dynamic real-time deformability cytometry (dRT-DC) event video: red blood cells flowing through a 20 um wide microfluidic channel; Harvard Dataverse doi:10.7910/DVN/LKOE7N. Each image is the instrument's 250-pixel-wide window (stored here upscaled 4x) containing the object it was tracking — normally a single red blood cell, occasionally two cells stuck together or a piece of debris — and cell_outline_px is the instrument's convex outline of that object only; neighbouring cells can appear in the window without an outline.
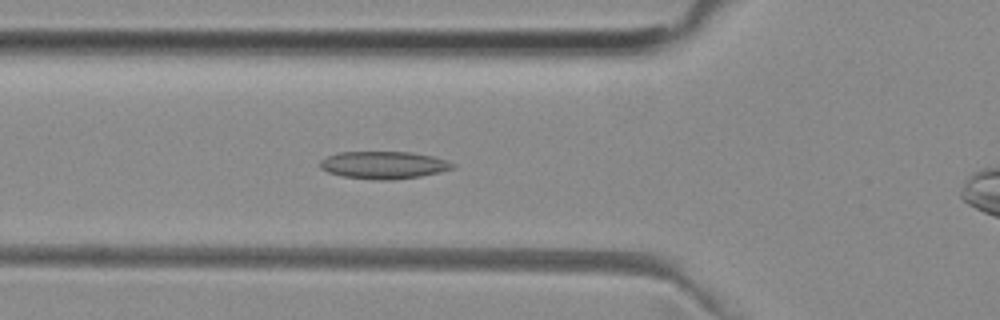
{"species": "common noctule bat (a hibernating species)", "species_latin": "Nyctalus noctula", "temperature_condition": "room temperature", "stored_images_in_passage": 43, "camera_frame_rate_fps": 3000, "um_per_image_px": 0.085, "animal": {"sex": "female", "body_mass_g": 29.2, "forearm_length_mm": 56.3}, "frame": {"image": 1, "passage_image": 14, "time_ms": 4.333, "image_size_px": [1000, 320], "cell_outline_px": [[456, 168], [440, 172], [420, 176], [392, 180], [376, 180], [344, 176], [328, 172], [320, 168], [316, 164], [320, 160], [336, 152], [412, 152], [432, 156], [448, 160], [456, 164]], "centroid_in_image_um": [32.62, 14.02], "position_along_channel_um": 93.2, "area_um2": 21.44}}
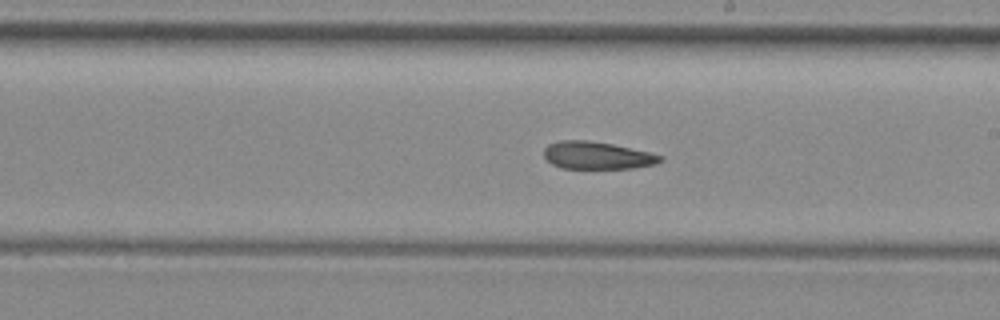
{"frame": {"image": 2, "passage_image": 25, "time_ms": 8.0, "image_size_px": [1000, 320], "cell_outline_px": [[664, 160], [656, 164], [632, 168], [560, 168], [552, 164], [544, 156], [544, 148], [548, 144], [560, 140], [588, 140], [612, 144], [652, 152], [664, 156]], "centroid_in_image_um": [50.79, 13.2], "position_along_channel_um": 238.2, "area_um2": 18.79}}
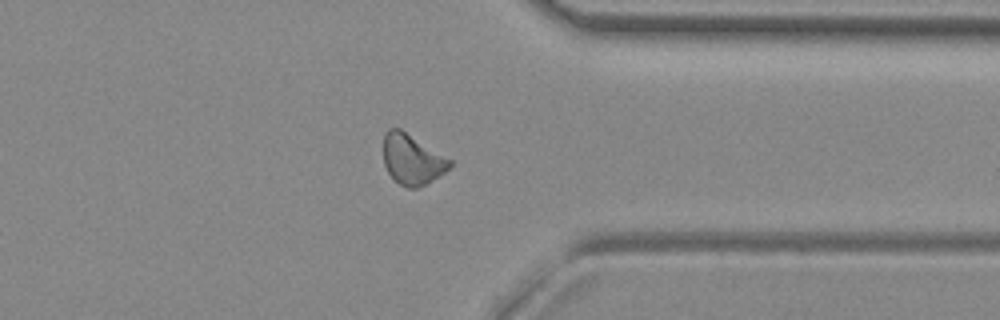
{"frame": {"image": 3, "passage_image": 36, "time_ms": 11.667, "image_size_px": [1000, 320], "cell_outline_px": [[452, 164], [440, 176], [416, 188], [408, 188], [400, 184], [388, 172], [384, 164], [384, 132], [388, 128], [400, 128], [452, 160]], "centroid_in_image_um": [35.02, 13.53], "position_along_channel_um": 376.4, "area_um2": 19.25}, "authors_computed_cell_mechanics": {"area_um2": 19.5364, "velocity_mm_per_s": 3.9503, "shape_relaxation_time_tau1_ms": null, "shape_relaxation_time_tau2_ms": 4.8087, "deformation_change_tau1": null, "deformation_change_tau2": 0.1259}}